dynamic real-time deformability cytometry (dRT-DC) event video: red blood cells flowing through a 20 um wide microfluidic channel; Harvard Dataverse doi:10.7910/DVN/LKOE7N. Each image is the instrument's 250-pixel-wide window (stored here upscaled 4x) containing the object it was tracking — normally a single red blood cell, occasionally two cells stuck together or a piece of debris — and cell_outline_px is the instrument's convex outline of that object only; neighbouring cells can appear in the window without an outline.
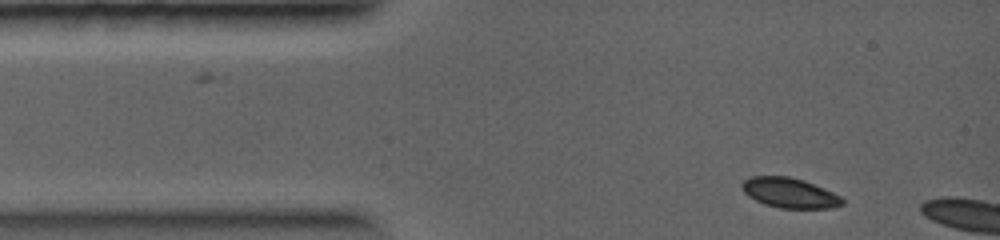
{"species": "common noctule bat (a hibernating species)", "species_latin": "Nyctalus noctula", "temperature_condition": "warm", "stored_images_in_passage": 3, "camera_frame_rate_fps": 5000, "um_per_image_px": 0.085, "animal": {"sex": "female", "body_mass_g": 19.0, "forearm_length_mm": 56.7}, "frame": {"image": 1, "passage_image": 1, "time_ms": 0.0, "image_size_px": [1000, 240], "cell_outline_px": [[844, 204], [832, 208], [780, 208], [764, 204], [748, 196], [744, 192], [740, 184], [744, 180], [752, 176], [788, 176], [804, 180], [824, 188], [840, 196], [844, 200]], "centroid_in_image_um": [67.11, 16.39], "position_along_channel_um": 17.9, "area_um2": 17.57}}